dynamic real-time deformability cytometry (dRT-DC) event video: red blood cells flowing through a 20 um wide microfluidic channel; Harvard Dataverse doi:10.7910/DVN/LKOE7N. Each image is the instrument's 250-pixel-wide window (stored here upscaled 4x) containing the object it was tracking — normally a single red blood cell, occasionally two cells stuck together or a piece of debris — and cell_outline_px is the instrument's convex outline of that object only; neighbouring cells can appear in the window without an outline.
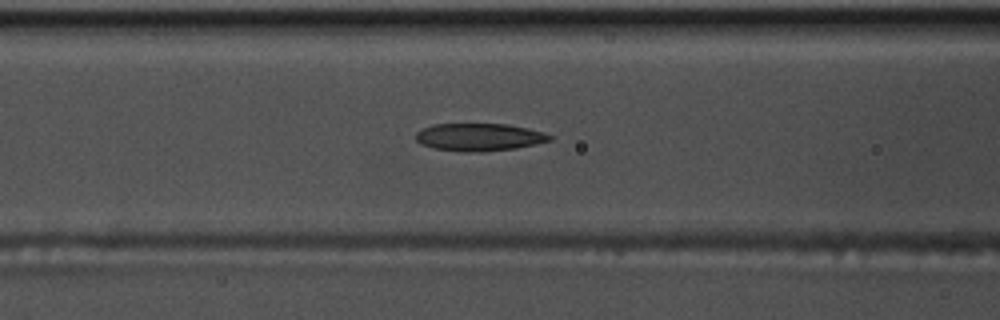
{"species": "common noctule bat (a hibernating species)", "species_latin": "Nyctalus noctula", "temperature_condition": "warm", "stored_images_in_passage": 55, "camera_frame_rate_fps": 3000, "um_per_image_px": 0.085, "animal": {"sex": "male", "body_mass_g": 17.5, "forearm_length_mm": 52.3}, "frame": {"image": 1, "passage_image": 22, "time_ms": 7.0, "image_size_px": [1000, 320], "cell_outline_px": [[552, 140], [536, 144], [516, 148], [480, 152], [464, 152], [432, 148], [420, 144], [416, 140], [416, 132], [432, 124], [504, 124], [528, 128], [544, 132], [552, 136]], "centroid_in_image_um": [40.72, 11.66], "position_along_channel_um": 125.9, "area_um2": 21.62}}
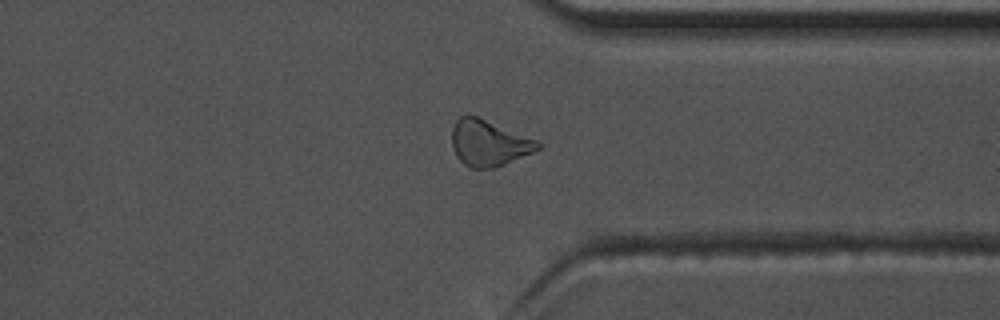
{"frame": {"image": 2, "passage_image": 42, "time_ms": 13.667, "image_size_px": [1000, 320], "cell_outline_px": [[540, 148], [532, 152], [496, 168], [472, 168], [464, 164], [456, 156], [452, 148], [452, 128], [456, 120], [460, 116], [476, 116], [536, 140], [540, 144]], "centroid_in_image_um": [41.5, 12.18], "position_along_channel_um": 369.9, "area_um2": 22.66}}
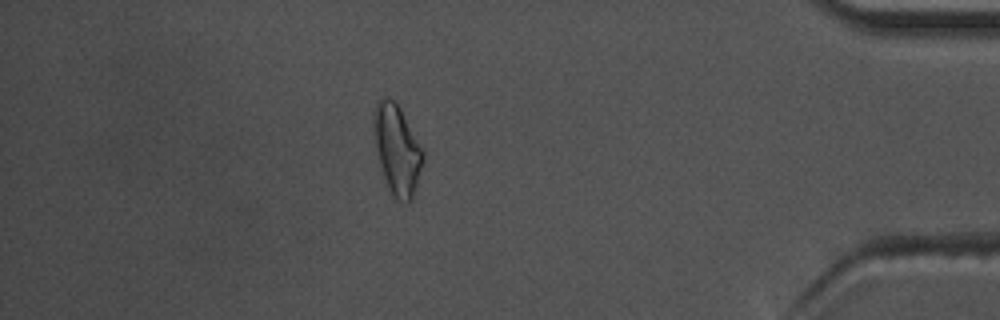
{"frame": {"image": 3, "passage_image": 48, "time_ms": 15.667, "image_size_px": [1000, 320], "cell_outline_px": [[424, 160], [412, 200], [408, 204], [396, 200], [392, 196], [388, 188], [380, 164], [376, 148], [372, 128], [372, 112], [376, 104], [384, 96], [392, 100], [400, 108], [424, 152]], "centroid_in_image_um": [33.74, 12.74], "position_along_channel_um": 401.5, "area_um2": 25.78}, "authors_computed_cell_mechanics": {"area_um2": 22.542, "velocity_mm_per_s": 3.696, "shape_relaxation_time_tau1_ms": null, "shape_relaxation_time_tau2_ms": 2.9202, "deformation_change_tau1": null, "deformation_change_tau2": 0.1085}}